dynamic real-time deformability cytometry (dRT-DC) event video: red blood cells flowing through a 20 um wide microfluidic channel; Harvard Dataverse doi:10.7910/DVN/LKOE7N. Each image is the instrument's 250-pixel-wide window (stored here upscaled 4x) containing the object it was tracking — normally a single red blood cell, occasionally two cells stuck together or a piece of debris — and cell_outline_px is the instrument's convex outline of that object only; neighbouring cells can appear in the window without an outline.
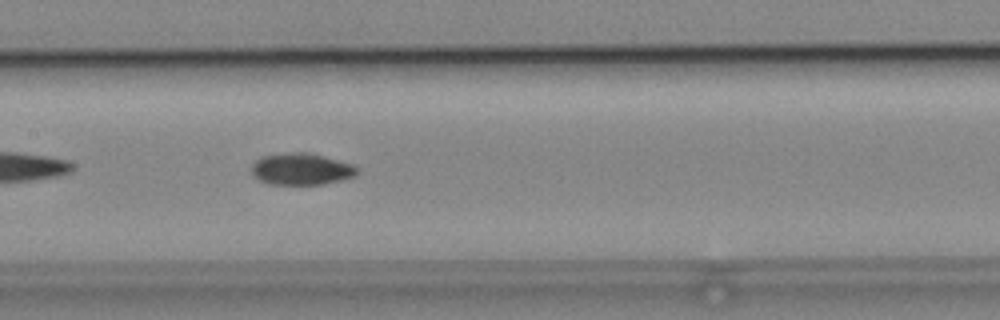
{"species": "common noctule bat (a hibernating species)", "species_latin": "Nyctalus noctula", "temperature_condition": "cold", "stored_images_in_passage": 35, "camera_frame_rate_fps": 3000, "um_per_image_px": 0.085, "animal": {"sex": "male", "body_mass_g": 19.2, "forearm_length_mm": 51.8}, "frame": {"image": 1, "passage_image": 11, "time_ms": 3.333, "image_size_px": [1000, 320], "cell_outline_px": [[356, 172], [352, 176], [320, 184], [268, 184], [252, 176], [252, 164], [260, 156], [296, 152], [300, 152], [320, 156], [352, 164], [356, 168]], "centroid_in_image_um": [25.5, 14.37], "position_along_channel_um": 181.9, "area_um2": 18.84}}